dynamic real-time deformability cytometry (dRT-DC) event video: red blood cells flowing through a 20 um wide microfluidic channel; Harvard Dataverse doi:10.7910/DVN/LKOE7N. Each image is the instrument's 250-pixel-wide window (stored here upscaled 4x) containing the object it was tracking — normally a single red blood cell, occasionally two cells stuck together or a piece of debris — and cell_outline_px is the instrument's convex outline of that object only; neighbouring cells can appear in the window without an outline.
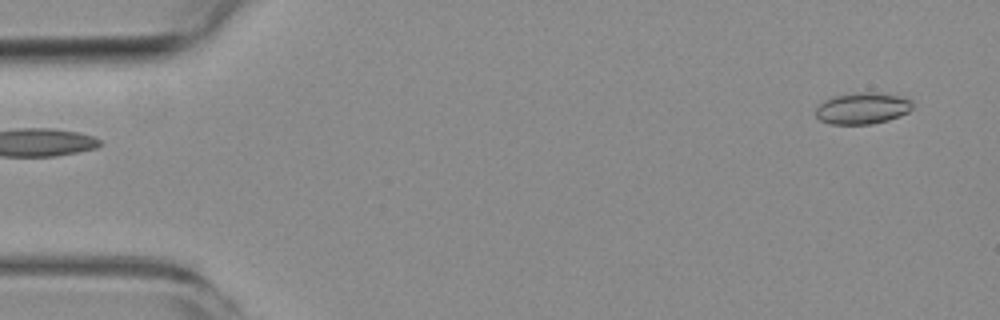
{"species": "common noctule bat (a hibernating species)", "species_latin": "Nyctalus noctula", "temperature_condition": "room temperature", "stored_images_in_passage": 5, "segment_of_instrument_passage": [2, 2], "camera_frame_rate_fps": 3000, "um_per_image_px": 0.085, "animal": {"sex": "female", "body_mass_g": 19.3, "forearm_length_mm": 54.1}, "frame": {"image": 1, "passage_image": 5, "time_ms": 4.667, "image_size_px": [1000, 320], "cell_outline_px": [[912, 108], [908, 112], [900, 116], [888, 120], [872, 124], [828, 124], [820, 120], [816, 116], [816, 108], [824, 100], [836, 96], [856, 92], [876, 92], [900, 96], [912, 100]], "centroid_in_image_um": [73.31, 9.21], "position_along_channel_um": 11.7, "area_um2": 17.8}}